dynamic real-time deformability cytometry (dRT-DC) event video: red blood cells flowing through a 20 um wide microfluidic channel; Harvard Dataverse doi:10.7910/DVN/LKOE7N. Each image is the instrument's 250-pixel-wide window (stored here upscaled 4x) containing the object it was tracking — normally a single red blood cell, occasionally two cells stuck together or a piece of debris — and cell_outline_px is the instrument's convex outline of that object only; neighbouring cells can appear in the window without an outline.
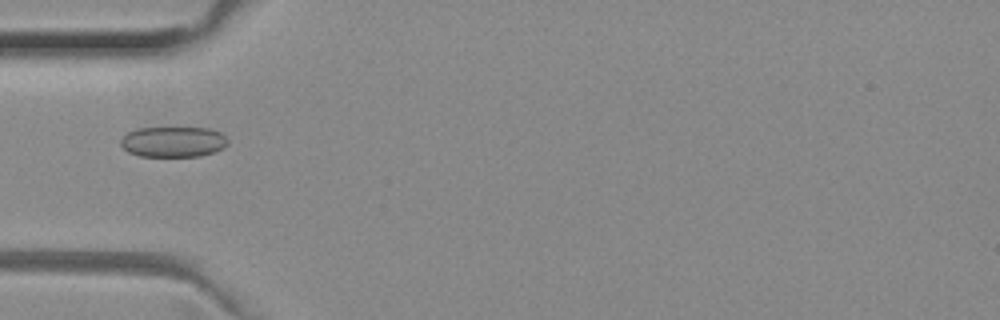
{"species": "common noctule bat (a hibernating species)", "species_latin": "Nyctalus noctula", "temperature_condition": "room temperature", "stored_images_in_passage": 52, "camera_frame_rate_fps": 3000, "um_per_image_px": 0.085, "animal": {"sex": "female", "body_mass_g": 29.2, "forearm_length_mm": 56.3}, "frame": {"image": 1, "passage_image": 17, "time_ms": 5.333, "image_size_px": [1000, 320], "cell_outline_px": [[228, 144], [224, 148], [216, 152], [200, 156], [140, 156], [128, 152], [120, 144], [120, 140], [128, 132], [136, 128], [208, 128], [220, 132], [228, 140]], "centroid_in_image_um": [14.74, 12.06], "position_along_channel_um": 70.3, "area_um2": 19.13}}
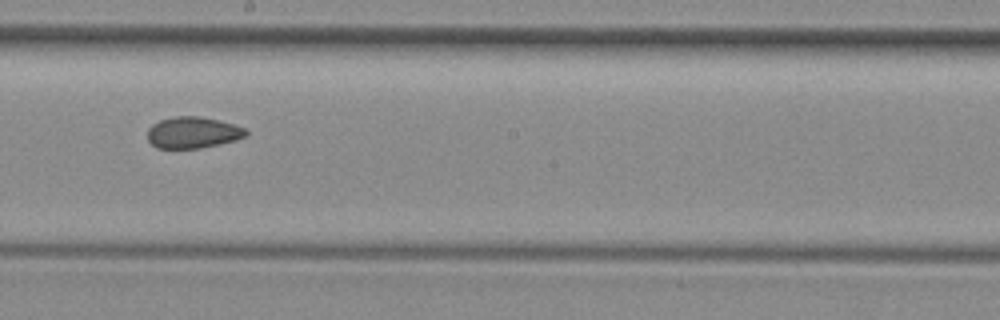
{"frame": {"image": 2, "passage_image": 29, "time_ms": 9.333, "image_size_px": [1000, 320], "cell_outline_px": [[248, 132], [244, 136], [232, 140], [200, 148], [156, 148], [148, 140], [148, 128], [152, 124], [160, 120], [176, 116], [200, 116], [232, 124], [244, 128]], "centroid_in_image_um": [16.32, 11.26], "position_along_channel_um": 231.9, "area_um2": 17.63}}
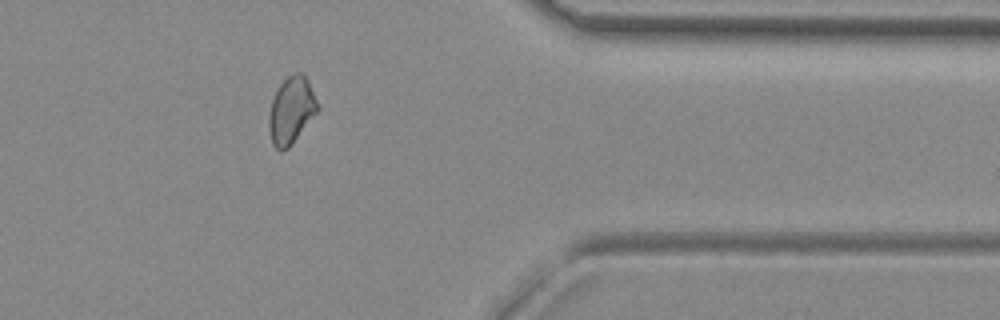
{"frame": {"image": 3, "passage_image": 42, "time_ms": 13.667, "image_size_px": [1000, 320], "cell_outline_px": [[320, 108], [292, 144], [288, 148], [280, 152], [272, 144], [268, 128], [268, 116], [272, 100], [280, 84], [288, 76], [296, 72], [300, 72], [308, 80]], "centroid_in_image_um": [24.75, 9.4], "position_along_channel_um": 386.7, "area_um2": 18.9}, "authors_computed_cell_mechanics": {"area_um2": 19.0162, "velocity_mm_per_s": 4.0291, "shape_relaxation_time_tau1_ms": null, "shape_relaxation_time_tau2_ms": 2.6741, "deformation_change_tau1": null, "deformation_change_tau2": 0.0675}}